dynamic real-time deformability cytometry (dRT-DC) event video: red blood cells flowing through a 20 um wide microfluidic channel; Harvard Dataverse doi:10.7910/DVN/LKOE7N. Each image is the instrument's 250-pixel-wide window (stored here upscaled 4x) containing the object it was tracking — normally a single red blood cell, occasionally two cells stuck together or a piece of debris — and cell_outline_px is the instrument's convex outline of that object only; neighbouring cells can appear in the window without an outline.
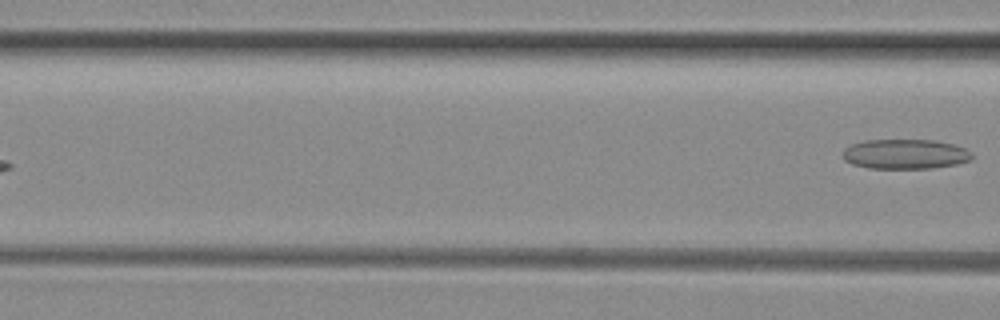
{"species": "common noctule bat (a hibernating species)", "species_latin": "Nyctalus noctula", "temperature_condition": "room temperature", "stored_images_in_passage": 7, "camera_frame_rate_fps": 3000, "um_per_image_px": 0.085, "animal": {"sex": "female", "body_mass_g": 29.2, "forearm_length_mm": 56.3}, "frame": {"image": 1, "passage_image": 7, "time_ms": 2.0, "image_size_px": [1000, 320], "cell_outline_px": [[972, 160], [956, 164], [932, 168], [868, 168], [852, 164], [844, 160], [844, 148], [852, 144], [864, 140], [932, 140], [952, 144], [964, 148], [972, 152]], "centroid_in_image_um": [76.94, 13.1], "position_along_channel_um": 89.7, "area_um2": 22.37}}